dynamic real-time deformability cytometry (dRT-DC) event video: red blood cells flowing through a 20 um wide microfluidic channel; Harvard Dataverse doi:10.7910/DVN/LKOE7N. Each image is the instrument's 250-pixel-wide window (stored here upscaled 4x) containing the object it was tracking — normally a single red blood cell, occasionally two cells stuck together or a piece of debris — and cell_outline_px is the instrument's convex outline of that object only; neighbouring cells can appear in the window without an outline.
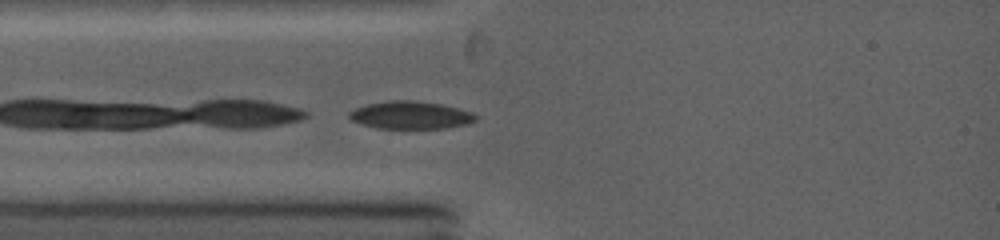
{"species": "common noctule bat (a hibernating species)", "species_latin": "Nyctalus noctula", "temperature_condition": "warm", "stored_images_in_passage": 11, "camera_frame_rate_fps": 5000, "um_per_image_px": 0.085, "animal": {"sex": "female", "body_mass_g": 19.0, "forearm_length_mm": 53.3}, "frame": {"image": 1, "passage_image": 1, "time_ms": 0.0, "image_size_px": [1000, 240], "cell_outline_px": [[476, 120], [468, 124], [444, 128], [376, 128], [352, 120], [348, 116], [348, 112], [356, 108], [368, 104], [388, 100], [412, 100], [440, 104], [472, 112], [476, 116]], "centroid_in_image_um": [34.89, 9.78], "position_along_channel_um": 50.1, "area_um2": 20.17}}
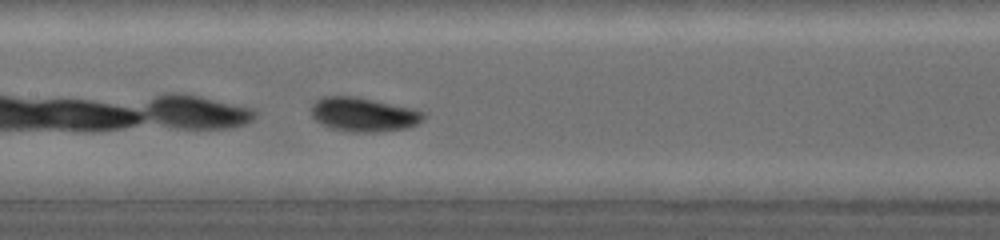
{"frame": {"image": 2, "passage_image": 11, "time_ms": 3.0, "image_size_px": [1000, 240], "cell_outline_px": [[424, 120], [408, 128], [376, 132], [352, 132], [332, 128], [320, 124], [312, 116], [312, 104], [316, 100], [324, 96], [352, 96], [412, 108], [424, 112]], "centroid_in_image_um": [30.89, 9.74], "position_along_channel_um": 176.5, "area_um2": 22.14}}